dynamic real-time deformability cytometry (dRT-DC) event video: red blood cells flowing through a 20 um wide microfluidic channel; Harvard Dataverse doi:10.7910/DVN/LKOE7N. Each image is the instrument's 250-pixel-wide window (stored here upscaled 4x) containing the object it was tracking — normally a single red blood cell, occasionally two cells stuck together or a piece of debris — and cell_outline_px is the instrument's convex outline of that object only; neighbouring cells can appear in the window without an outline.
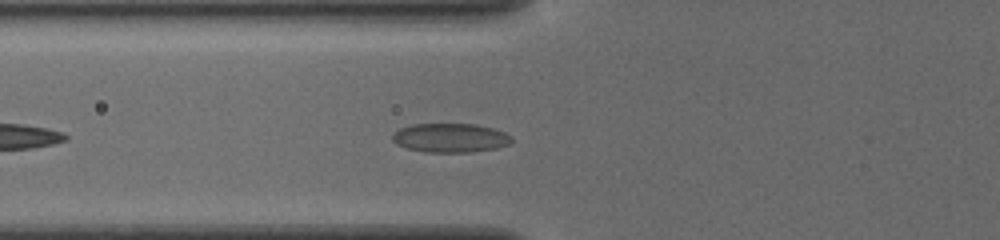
{"species": "common noctule bat (a hibernating species)", "species_latin": "Nyctalus noctula", "temperature_condition": "cold", "stored_images_in_passage": 10, "camera_frame_rate_fps": 3000, "um_per_image_px": 0.085, "animal": {"sex": "female", "body_mass_g": 19.5, "forearm_length_mm": 54.1}, "frame": {"image": 1, "passage_image": 6, "time_ms": 1.667, "image_size_px": [1000, 240], "cell_outline_px": [[512, 140], [508, 144], [496, 148], [472, 152], [424, 152], [408, 148], [396, 144], [392, 140], [392, 132], [400, 128], [412, 124], [476, 124], [492, 128], [504, 132], [512, 136]], "centroid_in_image_um": [38.25, 11.71], "position_along_channel_um": 87.6, "area_um2": 20.23}}
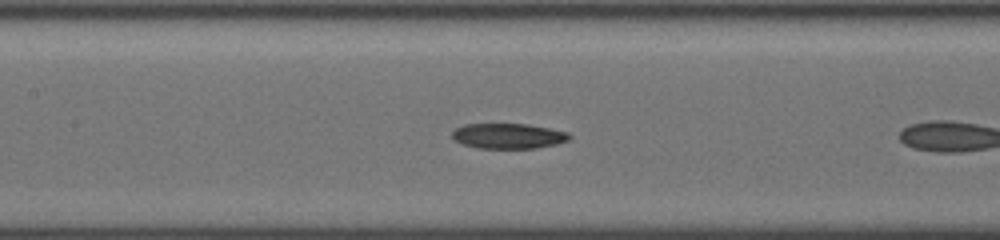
{"frame": {"image": 2, "passage_image": 9, "time_ms": 2.667, "image_size_px": [1000, 240], "cell_outline_px": [[572, 136], [568, 140], [556, 144], [536, 148], [480, 148], [464, 144], [452, 140], [452, 132], [456, 128], [464, 124], [528, 124], [568, 132]], "centroid_in_image_um": [43.2, 11.55], "position_along_channel_um": 164.2, "area_um2": 17.22}}